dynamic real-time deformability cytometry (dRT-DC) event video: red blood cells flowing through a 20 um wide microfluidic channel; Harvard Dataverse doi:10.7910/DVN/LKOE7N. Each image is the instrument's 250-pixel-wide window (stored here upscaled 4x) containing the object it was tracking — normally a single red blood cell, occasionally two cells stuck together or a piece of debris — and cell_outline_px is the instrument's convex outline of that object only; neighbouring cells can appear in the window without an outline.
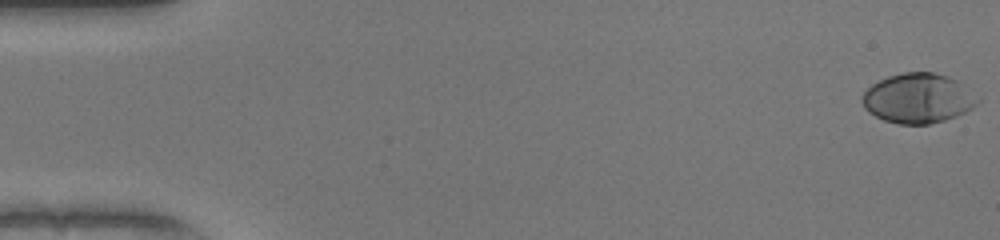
{"species": "human", "species_latin": "Homo sapiens", "temperature_condition": "warm", "stored_images_in_passage": 51, "camera_frame_rate_fps": 3000, "um_per_image_px": 0.085, "donor": {"sex": "female"}, "frame": {"image": 1, "passage_image": 1, "time_ms": 0.0, "image_size_px": [1000, 240], "cell_outline_px": [[980, 100], [972, 108], [956, 116], [944, 120], [928, 124], [896, 124], [884, 120], [868, 112], [864, 108], [860, 96], [872, 84], [888, 76], [904, 72], [932, 72], [948, 76], [956, 80]], "centroid_in_image_um": [77.98, 8.36], "position_along_channel_um": 7.0, "area_um2": 33.23}}
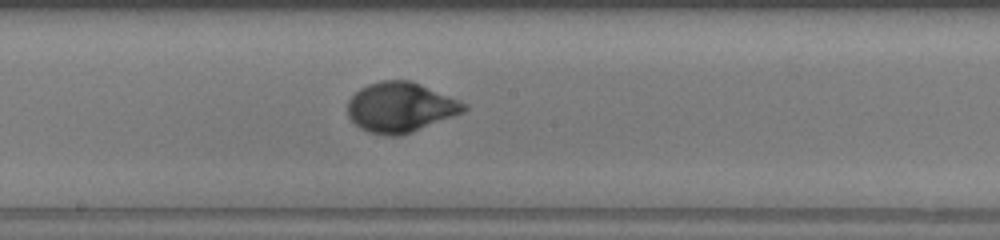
{"frame": {"image": 2, "passage_image": 28, "time_ms": 9.0, "image_size_px": [1000, 240], "cell_outline_px": [[468, 108], [464, 112], [412, 132], [400, 136], [384, 136], [368, 132], [360, 128], [348, 116], [348, 100], [360, 88], [368, 84], [380, 80], [408, 80], [420, 84], [468, 104]], "centroid_in_image_um": [34.03, 9.13], "position_along_channel_um": 214.2, "area_um2": 33.81}}
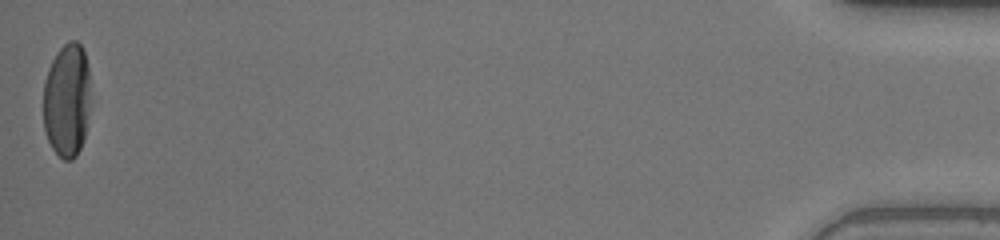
{"frame": {"image": 3, "passage_image": 51, "time_ms": 16.667, "image_size_px": [1000, 240], "cell_outline_px": [[88, 112], [84, 136], [80, 148], [76, 156], [72, 160], [64, 160], [52, 148], [48, 140], [44, 128], [44, 80], [48, 68], [56, 52], [68, 40], [76, 40], [80, 44], [84, 52], [88, 64]], "centroid_in_image_um": [5.66, 8.49], "position_along_channel_um": 429.5, "area_um2": 31.1}, "authors_computed_cell_mechanics": {"area_um2": 32.657, "velocity_mm_per_s": 4.1083, "shape_relaxation_time_tau1_ms": 3.259, "shape_relaxation_time_tau2_ms": null, "deformation_change_tau1": 0.201, "deformation_change_tau2": null}}